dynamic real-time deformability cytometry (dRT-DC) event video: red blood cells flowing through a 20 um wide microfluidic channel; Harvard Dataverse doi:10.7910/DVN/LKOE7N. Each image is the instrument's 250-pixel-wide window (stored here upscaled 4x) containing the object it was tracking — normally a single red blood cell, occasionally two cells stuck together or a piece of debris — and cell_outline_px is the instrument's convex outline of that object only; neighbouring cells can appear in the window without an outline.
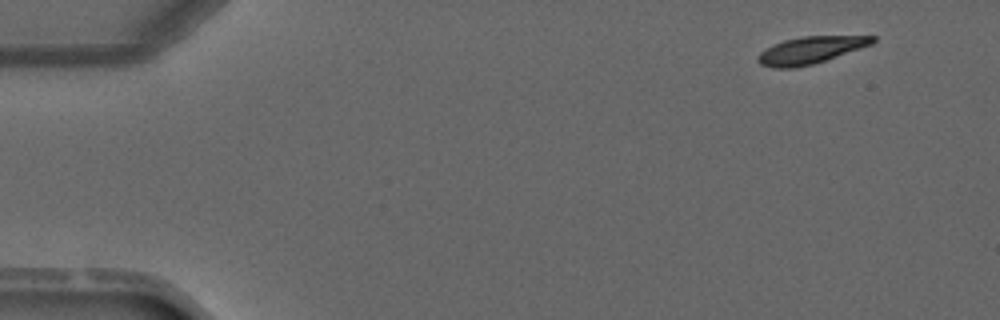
{"species": "common noctule bat (a hibernating species)", "species_latin": "Nyctalus noctula", "temperature_condition": "warm", "stored_images_in_passage": 3, "camera_frame_rate_fps": 3000, "um_per_image_px": 0.085, "animal": {"sex": "male", "forearm_length_mm": 52.5}, "frame": {"image": 1, "passage_image": 1, "time_ms": 0.0, "image_size_px": [1000, 320], "cell_outline_px": [[876, 40], [872, 44], [812, 64], [792, 68], [772, 68], [760, 64], [756, 60], [756, 56], [760, 52], [784, 40], [800, 36], [876, 36]], "centroid_in_image_um": [68.86, 4.26], "position_along_channel_um": 16.1, "area_um2": 17.8}}